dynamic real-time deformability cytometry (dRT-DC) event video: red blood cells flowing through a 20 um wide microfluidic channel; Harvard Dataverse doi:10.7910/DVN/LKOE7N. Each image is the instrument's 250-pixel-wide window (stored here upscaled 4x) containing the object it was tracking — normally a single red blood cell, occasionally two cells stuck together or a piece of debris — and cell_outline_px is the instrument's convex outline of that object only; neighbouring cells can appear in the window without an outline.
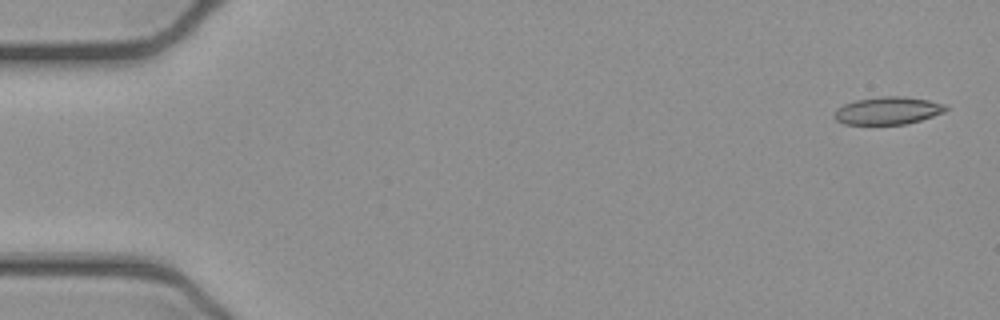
{"species": "common noctule bat (a hibernating species)", "species_latin": "Nyctalus noctula", "temperature_condition": "cold", "stored_images_in_passage": 52, "camera_frame_rate_fps": 3000, "um_per_image_px": 0.085, "animal": {"sex": "female", "body_mass_g": 21.9}, "frame": {"image": 1, "passage_image": 2, "time_ms": 0.333, "image_size_px": [1000, 320], "cell_outline_px": [[948, 108], [944, 112], [920, 120], [904, 124], [844, 124], [836, 120], [832, 116], [836, 108], [844, 104], [856, 100], [880, 96], [904, 96], [928, 100], [944, 104]], "centroid_in_image_um": [75.42, 9.4], "position_along_channel_um": 9.6, "area_um2": 17.92}}
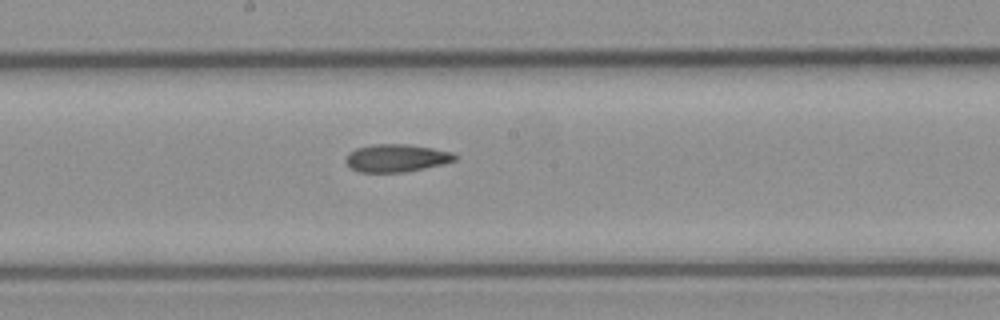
{"frame": {"image": 2, "passage_image": 28, "time_ms": 9.0, "image_size_px": [1000, 320], "cell_outline_px": [[460, 156], [456, 160], [444, 164], [404, 172], [360, 172], [352, 168], [344, 160], [356, 148], [372, 144], [408, 144], [432, 148], [452, 152]], "centroid_in_image_um": [33.75, 13.43], "position_along_channel_um": 214.4, "area_um2": 17.57}}
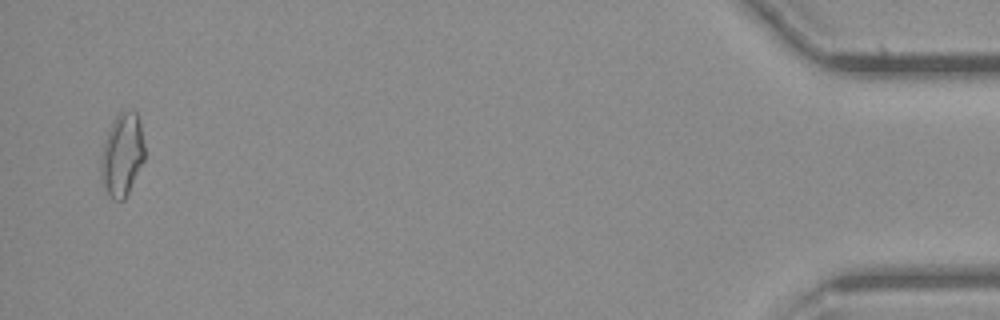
{"frame": {"image": 3, "passage_image": 51, "time_ms": 16.667, "image_size_px": [1000, 320], "cell_outline_px": [[144, 160], [124, 200], [112, 200], [104, 192], [100, 180], [100, 156], [104, 140], [116, 116], [120, 112], [136, 112], [140, 124], [144, 144]], "centroid_in_image_um": [10.34, 13.23], "position_along_channel_um": 424.9, "area_um2": 21.15}, "authors_computed_cell_mechanics": {"area_um2": 18.207, "velocity_mm_per_s": 3.9151, "shape_relaxation_time_tau1_ms": null, "shape_relaxation_time_tau2_ms": 6.2071, "deformation_change_tau1": null, "deformation_change_tau2": 0.1543}}